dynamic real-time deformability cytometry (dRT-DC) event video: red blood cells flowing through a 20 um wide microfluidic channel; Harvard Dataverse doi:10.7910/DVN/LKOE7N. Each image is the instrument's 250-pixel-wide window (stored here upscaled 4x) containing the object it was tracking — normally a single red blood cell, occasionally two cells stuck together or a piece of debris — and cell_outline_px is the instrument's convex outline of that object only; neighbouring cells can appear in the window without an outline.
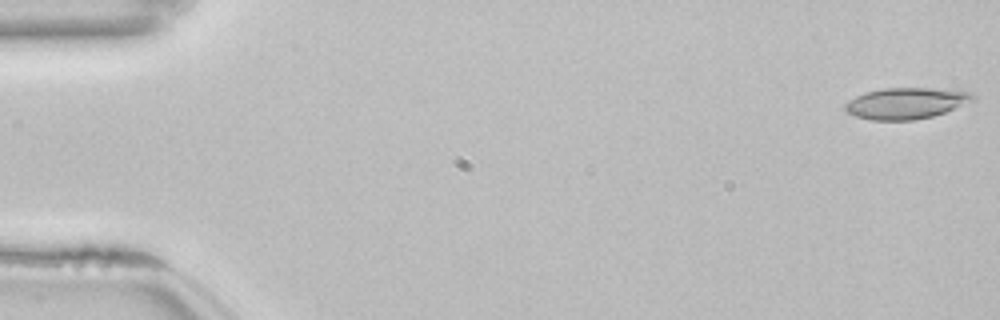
{"species": "common noctule bat (a hibernating species)", "species_latin": "Nyctalus noctula", "temperature_condition": "room temperature", "stored_images_in_passage": 53, "camera_frame_rate_fps": 3000, "um_per_image_px": 0.085, "animal": {"sex": "female", "body_mass_g": 22.7, "forearm_length_mm": 54.2}, "frame": {"image": 1, "passage_image": 1, "time_ms": 0.0, "image_size_px": [1000, 320], "cell_outline_px": [[976, 100], [944, 112], [932, 116], [912, 120], [872, 120], [852, 116], [844, 108], [844, 104], [848, 100], [864, 92], [880, 88], [932, 88], [972, 92], [976, 96]], "centroid_in_image_um": [77.0, 8.77], "position_along_channel_um": 8.0, "area_um2": 23.41}}
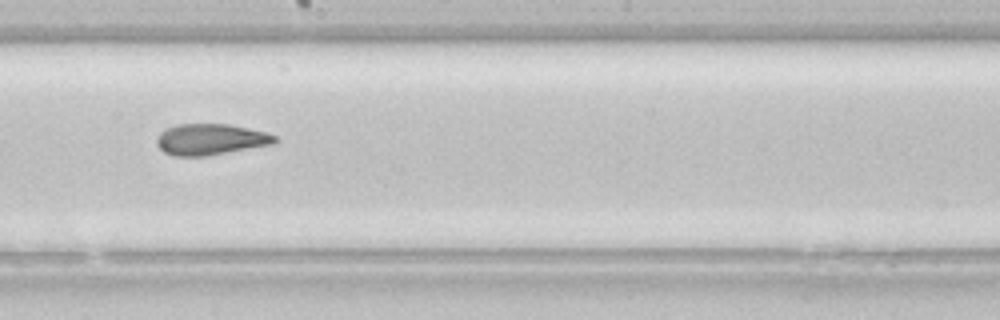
{"frame": {"image": 2, "passage_image": 30, "time_ms": 9.667, "image_size_px": [1000, 320], "cell_outline_px": [[280, 140], [272, 144], [208, 156], [172, 156], [164, 152], [156, 144], [156, 140], [160, 132], [176, 124], [228, 124], [268, 132], [276, 136]], "centroid_in_image_um": [17.91, 11.85], "position_along_channel_um": 230.3, "area_um2": 21.56}}
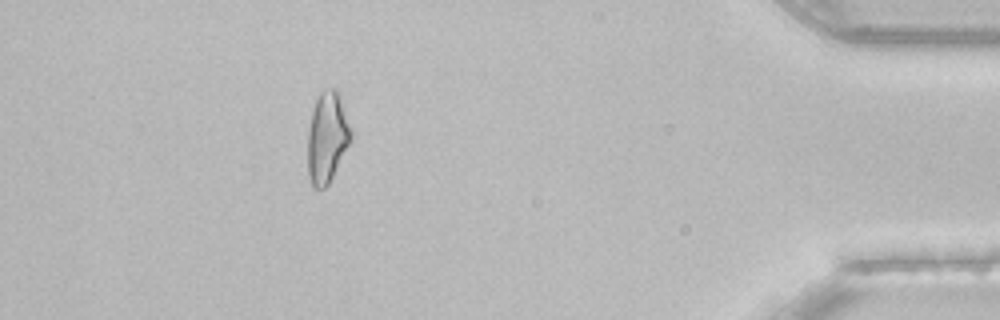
{"frame": {"image": 3, "passage_image": 48, "time_ms": 15.667, "image_size_px": [1000, 320], "cell_outline_px": [[352, 140], [328, 184], [324, 188], [312, 188], [308, 176], [308, 132], [312, 112], [316, 100], [320, 92], [332, 88], [336, 88], [340, 92], [352, 128]], "centroid_in_image_um": [27.84, 11.66], "position_along_channel_um": 407.4, "area_um2": 23.18}, "authors_computed_cell_mechanics": {"area_um2": 22.253, "velocity_mm_per_s": 3.862, "shape_relaxation_time_tau1_ms": null, "shape_relaxation_time_tau2_ms": 3.365, "deformation_change_tau1": null, "deformation_change_tau2": 0.1138}}